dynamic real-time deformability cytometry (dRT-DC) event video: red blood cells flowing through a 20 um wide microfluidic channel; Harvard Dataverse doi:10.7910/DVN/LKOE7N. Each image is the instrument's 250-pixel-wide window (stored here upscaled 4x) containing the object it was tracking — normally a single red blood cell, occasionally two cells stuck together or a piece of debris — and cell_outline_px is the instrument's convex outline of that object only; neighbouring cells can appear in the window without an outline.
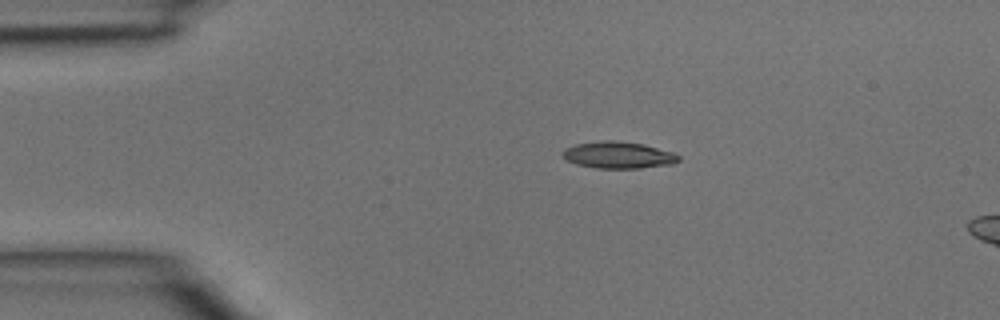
{"species": "common noctule bat (a hibernating species)", "species_latin": "Nyctalus noctula", "temperature_condition": "room temperature", "stored_images_in_passage": 2, "camera_frame_rate_fps": 3000, "um_per_image_px": 0.085, "animal": {"sex": "male", "body_mass_g": 15.6}, "frame": {"image": 1, "passage_image": 1, "time_ms": 0.0, "image_size_px": [1000, 320], "cell_outline_px": [[680, 160], [672, 164], [640, 168], [596, 168], [576, 164], [568, 160], [560, 152], [564, 148], [576, 144], [604, 140], [616, 140], [644, 144], [672, 152], [680, 156]], "centroid_in_image_um": [52.55, 13.17], "position_along_channel_um": 32.4, "area_um2": 18.09}}